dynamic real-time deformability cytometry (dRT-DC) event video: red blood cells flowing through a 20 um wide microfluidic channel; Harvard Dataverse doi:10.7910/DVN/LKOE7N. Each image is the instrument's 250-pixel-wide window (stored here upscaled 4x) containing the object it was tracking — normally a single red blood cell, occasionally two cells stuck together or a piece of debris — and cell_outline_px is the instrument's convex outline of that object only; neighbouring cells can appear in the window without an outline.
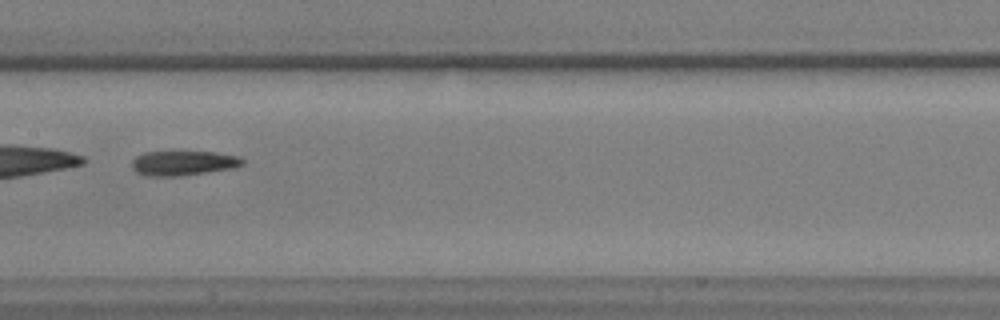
{"species": "common noctule bat (a hibernating species)", "species_latin": "Nyctalus noctula", "temperature_condition": "warm", "stored_images_in_passage": 27, "camera_frame_rate_fps": 3000, "um_per_image_px": 0.085, "animal": {"sex": "male", "body_mass_g": 17.9, "forearm_length_mm": 54.2}, "frame": {"image": 1, "passage_image": 12, "time_ms": 3.667, "image_size_px": [1000, 320], "cell_outline_px": [[244, 164], [236, 168], [180, 176], [144, 176], [136, 172], [132, 168], [132, 160], [136, 156], [144, 152], [216, 152], [240, 156], [244, 160]], "centroid_in_image_um": [15.6, 13.87], "position_along_channel_um": 191.8, "area_um2": 16.13}}
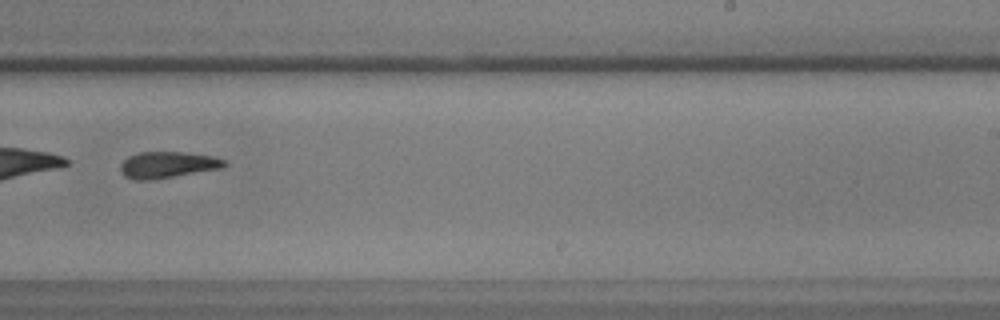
{"frame": {"image": 2, "passage_image": 19, "time_ms": 6.0, "image_size_px": [1000, 320], "cell_outline_px": [[228, 164], [224, 168], [152, 180], [136, 180], [124, 176], [120, 172], [120, 164], [128, 156], [140, 152], [184, 152], [212, 156], [228, 160]], "centroid_in_image_um": [14.27, 14.01], "position_along_channel_um": 274.7, "area_um2": 16.24}}